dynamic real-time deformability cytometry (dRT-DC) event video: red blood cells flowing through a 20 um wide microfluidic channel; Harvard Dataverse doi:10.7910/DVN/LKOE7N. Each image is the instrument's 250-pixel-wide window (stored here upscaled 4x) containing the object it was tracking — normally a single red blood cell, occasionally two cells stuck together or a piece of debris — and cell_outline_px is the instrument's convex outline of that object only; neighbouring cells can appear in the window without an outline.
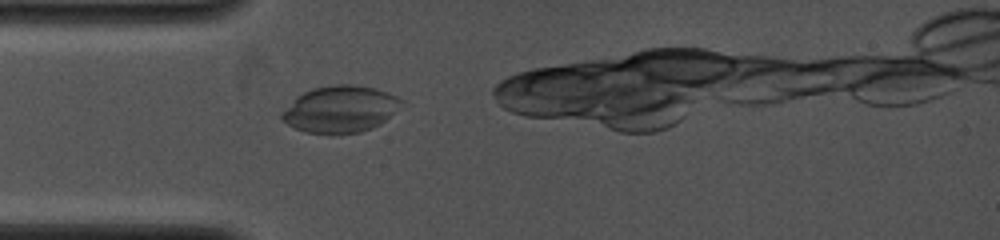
{"species": "common noctule bat (a hibernating species)", "species_latin": "Nyctalus noctula", "temperature_condition": "cold", "stored_images_in_passage": 1, "camera_frame_rate_fps": 4000, "um_per_image_px": 0.085, "animal": {"sex": "female", "body_mass_g": 19.0, "forearm_length_mm": 53.3}, "frame": {"image": 1, "passage_image": 1, "time_ms": 0.0, "image_size_px": [1000, 240], "cell_outline_px": [[404, 100], [380, 124], [372, 128], [360, 132], [304, 132], [288, 124], [280, 116], [296, 96], [312, 88], [336, 84], [352, 84], [376, 88], [388, 92]], "centroid_in_image_um": [28.92, 9.24], "position_along_channel_um": 56.1, "area_um2": 31.79}}